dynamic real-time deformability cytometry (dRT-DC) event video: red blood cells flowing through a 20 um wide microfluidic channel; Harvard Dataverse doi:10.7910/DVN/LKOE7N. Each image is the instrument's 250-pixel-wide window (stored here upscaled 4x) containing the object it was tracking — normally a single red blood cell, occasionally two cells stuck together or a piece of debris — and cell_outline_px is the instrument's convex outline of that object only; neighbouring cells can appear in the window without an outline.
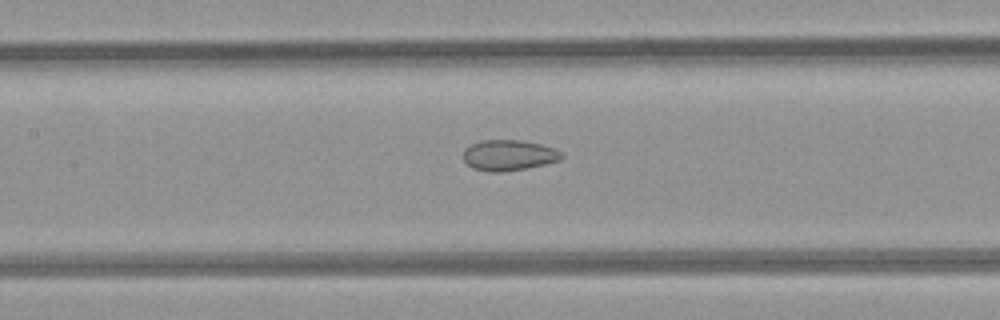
{"species": "common noctule bat (a hibernating species)", "species_latin": "Nyctalus noctula", "temperature_condition": "room temperature", "stored_images_in_passage": 15, "camera_frame_rate_fps": 3000, "um_per_image_px": 0.085, "animal": {"sex": "female", "body_mass_g": 21.9}, "frame": {"image": 1, "passage_image": 9, "time_ms": 2.667, "image_size_px": [1000, 320], "cell_outline_px": [[564, 156], [560, 160], [544, 164], [524, 168], [500, 172], [492, 172], [472, 168], [464, 160], [464, 148], [472, 144], [484, 140], [520, 140], [540, 144], [552, 148], [560, 152]], "centroid_in_image_um": [43.22, 13.19], "position_along_channel_um": 164.2, "area_um2": 17.28}}
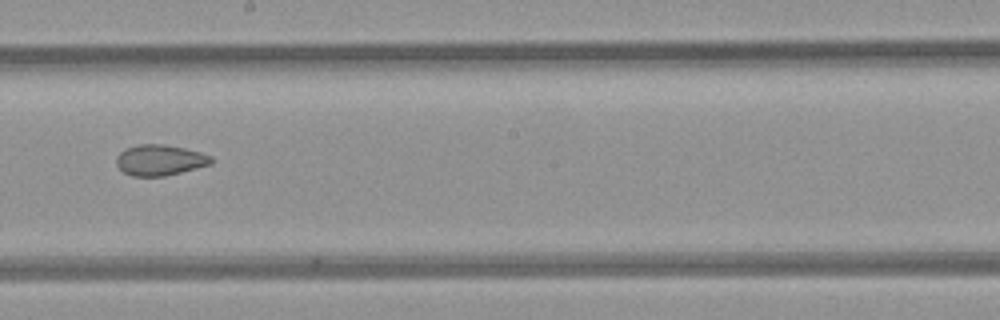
{"frame": {"image": 2, "passage_image": 14, "time_ms": 4.333, "image_size_px": [1000, 320], "cell_outline_px": [[212, 164], [164, 176], [132, 176], [124, 172], [116, 164], [116, 156], [120, 152], [128, 148], [140, 144], [164, 144], [184, 148], [200, 152], [212, 156]], "centroid_in_image_um": [13.59, 13.6], "position_along_channel_um": 234.6, "area_um2": 16.88}}